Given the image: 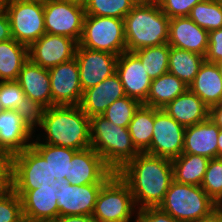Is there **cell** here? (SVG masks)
<instances>
[{
    "instance_id": "cell-1",
    "label": "cell",
    "mask_w": 222,
    "mask_h": 222,
    "mask_svg": "<svg viewBox=\"0 0 222 222\" xmlns=\"http://www.w3.org/2000/svg\"><path fill=\"white\" fill-rule=\"evenodd\" d=\"M34 137L45 144L87 149L91 145L90 118L80 105L51 106L36 112Z\"/></svg>"
},
{
    "instance_id": "cell-2",
    "label": "cell",
    "mask_w": 222,
    "mask_h": 222,
    "mask_svg": "<svg viewBox=\"0 0 222 222\" xmlns=\"http://www.w3.org/2000/svg\"><path fill=\"white\" fill-rule=\"evenodd\" d=\"M117 174L130 187L137 209L158 207L173 181L172 159L139 153Z\"/></svg>"
},
{
    "instance_id": "cell-3",
    "label": "cell",
    "mask_w": 222,
    "mask_h": 222,
    "mask_svg": "<svg viewBox=\"0 0 222 222\" xmlns=\"http://www.w3.org/2000/svg\"><path fill=\"white\" fill-rule=\"evenodd\" d=\"M123 20L126 51L168 43L170 18L156 1L133 6Z\"/></svg>"
},
{
    "instance_id": "cell-4",
    "label": "cell",
    "mask_w": 222,
    "mask_h": 222,
    "mask_svg": "<svg viewBox=\"0 0 222 222\" xmlns=\"http://www.w3.org/2000/svg\"><path fill=\"white\" fill-rule=\"evenodd\" d=\"M90 129V147L114 173L140 153L132 142L128 128L116 126L102 115L90 118Z\"/></svg>"
},
{
    "instance_id": "cell-5",
    "label": "cell",
    "mask_w": 222,
    "mask_h": 222,
    "mask_svg": "<svg viewBox=\"0 0 222 222\" xmlns=\"http://www.w3.org/2000/svg\"><path fill=\"white\" fill-rule=\"evenodd\" d=\"M178 222H193L217 209L201 186L172 181L163 202L158 206Z\"/></svg>"
},
{
    "instance_id": "cell-6",
    "label": "cell",
    "mask_w": 222,
    "mask_h": 222,
    "mask_svg": "<svg viewBox=\"0 0 222 222\" xmlns=\"http://www.w3.org/2000/svg\"><path fill=\"white\" fill-rule=\"evenodd\" d=\"M136 212L130 187L115 173L102 186L92 217L96 222H134Z\"/></svg>"
},
{
    "instance_id": "cell-7",
    "label": "cell",
    "mask_w": 222,
    "mask_h": 222,
    "mask_svg": "<svg viewBox=\"0 0 222 222\" xmlns=\"http://www.w3.org/2000/svg\"><path fill=\"white\" fill-rule=\"evenodd\" d=\"M10 21L12 37L28 48L46 33L44 3L33 0H1Z\"/></svg>"
},
{
    "instance_id": "cell-8",
    "label": "cell",
    "mask_w": 222,
    "mask_h": 222,
    "mask_svg": "<svg viewBox=\"0 0 222 222\" xmlns=\"http://www.w3.org/2000/svg\"><path fill=\"white\" fill-rule=\"evenodd\" d=\"M78 46L119 56L126 51L124 20L85 15Z\"/></svg>"
},
{
    "instance_id": "cell-9",
    "label": "cell",
    "mask_w": 222,
    "mask_h": 222,
    "mask_svg": "<svg viewBox=\"0 0 222 222\" xmlns=\"http://www.w3.org/2000/svg\"><path fill=\"white\" fill-rule=\"evenodd\" d=\"M85 15L83 4L59 0L45 2V31L69 37L78 43L82 36Z\"/></svg>"
},
{
    "instance_id": "cell-10",
    "label": "cell",
    "mask_w": 222,
    "mask_h": 222,
    "mask_svg": "<svg viewBox=\"0 0 222 222\" xmlns=\"http://www.w3.org/2000/svg\"><path fill=\"white\" fill-rule=\"evenodd\" d=\"M35 111L2 110L0 112V147L13 155L32 145Z\"/></svg>"
},
{
    "instance_id": "cell-11",
    "label": "cell",
    "mask_w": 222,
    "mask_h": 222,
    "mask_svg": "<svg viewBox=\"0 0 222 222\" xmlns=\"http://www.w3.org/2000/svg\"><path fill=\"white\" fill-rule=\"evenodd\" d=\"M185 127L170 117L162 108H154V130L151 145L145 152L174 159L182 154Z\"/></svg>"
},
{
    "instance_id": "cell-12",
    "label": "cell",
    "mask_w": 222,
    "mask_h": 222,
    "mask_svg": "<svg viewBox=\"0 0 222 222\" xmlns=\"http://www.w3.org/2000/svg\"><path fill=\"white\" fill-rule=\"evenodd\" d=\"M48 163L31 145L13 157L12 190H32L49 184Z\"/></svg>"
},
{
    "instance_id": "cell-13",
    "label": "cell",
    "mask_w": 222,
    "mask_h": 222,
    "mask_svg": "<svg viewBox=\"0 0 222 222\" xmlns=\"http://www.w3.org/2000/svg\"><path fill=\"white\" fill-rule=\"evenodd\" d=\"M60 186L61 181L56 180L38 189L13 190L21 198L25 222L54 221L59 216L55 193Z\"/></svg>"
},
{
    "instance_id": "cell-14",
    "label": "cell",
    "mask_w": 222,
    "mask_h": 222,
    "mask_svg": "<svg viewBox=\"0 0 222 222\" xmlns=\"http://www.w3.org/2000/svg\"><path fill=\"white\" fill-rule=\"evenodd\" d=\"M78 43L69 37L45 33L28 48L29 59L50 69L75 58Z\"/></svg>"
},
{
    "instance_id": "cell-15",
    "label": "cell",
    "mask_w": 222,
    "mask_h": 222,
    "mask_svg": "<svg viewBox=\"0 0 222 222\" xmlns=\"http://www.w3.org/2000/svg\"><path fill=\"white\" fill-rule=\"evenodd\" d=\"M117 58L108 52L77 46L75 59L83 92L116 73Z\"/></svg>"
},
{
    "instance_id": "cell-16",
    "label": "cell",
    "mask_w": 222,
    "mask_h": 222,
    "mask_svg": "<svg viewBox=\"0 0 222 222\" xmlns=\"http://www.w3.org/2000/svg\"><path fill=\"white\" fill-rule=\"evenodd\" d=\"M49 70L52 106L80 105L83 90L81 88L78 63L75 58L60 63Z\"/></svg>"
},
{
    "instance_id": "cell-17",
    "label": "cell",
    "mask_w": 222,
    "mask_h": 222,
    "mask_svg": "<svg viewBox=\"0 0 222 222\" xmlns=\"http://www.w3.org/2000/svg\"><path fill=\"white\" fill-rule=\"evenodd\" d=\"M17 82L25 93L29 106L35 112L52 106L48 69L28 59L22 66Z\"/></svg>"
},
{
    "instance_id": "cell-18",
    "label": "cell",
    "mask_w": 222,
    "mask_h": 222,
    "mask_svg": "<svg viewBox=\"0 0 222 222\" xmlns=\"http://www.w3.org/2000/svg\"><path fill=\"white\" fill-rule=\"evenodd\" d=\"M104 184L71 185L63 180L55 193L59 216L91 215L94 212L98 194Z\"/></svg>"
},
{
    "instance_id": "cell-19",
    "label": "cell",
    "mask_w": 222,
    "mask_h": 222,
    "mask_svg": "<svg viewBox=\"0 0 222 222\" xmlns=\"http://www.w3.org/2000/svg\"><path fill=\"white\" fill-rule=\"evenodd\" d=\"M115 173L92 148L77 151L70 162L71 185L105 184Z\"/></svg>"
},
{
    "instance_id": "cell-20",
    "label": "cell",
    "mask_w": 222,
    "mask_h": 222,
    "mask_svg": "<svg viewBox=\"0 0 222 222\" xmlns=\"http://www.w3.org/2000/svg\"><path fill=\"white\" fill-rule=\"evenodd\" d=\"M116 74L124 87L126 96L143 104L150 91L152 79L134 52L125 51L117 58Z\"/></svg>"
},
{
    "instance_id": "cell-21",
    "label": "cell",
    "mask_w": 222,
    "mask_h": 222,
    "mask_svg": "<svg viewBox=\"0 0 222 222\" xmlns=\"http://www.w3.org/2000/svg\"><path fill=\"white\" fill-rule=\"evenodd\" d=\"M168 44L205 57L209 45V32L198 26L188 16L173 17L169 22Z\"/></svg>"
},
{
    "instance_id": "cell-22",
    "label": "cell",
    "mask_w": 222,
    "mask_h": 222,
    "mask_svg": "<svg viewBox=\"0 0 222 222\" xmlns=\"http://www.w3.org/2000/svg\"><path fill=\"white\" fill-rule=\"evenodd\" d=\"M126 96L119 76L114 73L99 84L83 92L81 109L89 117L102 115L114 101Z\"/></svg>"
},
{
    "instance_id": "cell-23",
    "label": "cell",
    "mask_w": 222,
    "mask_h": 222,
    "mask_svg": "<svg viewBox=\"0 0 222 222\" xmlns=\"http://www.w3.org/2000/svg\"><path fill=\"white\" fill-rule=\"evenodd\" d=\"M219 131V127L209 117L203 122L185 127L182 153L217 158Z\"/></svg>"
},
{
    "instance_id": "cell-24",
    "label": "cell",
    "mask_w": 222,
    "mask_h": 222,
    "mask_svg": "<svg viewBox=\"0 0 222 222\" xmlns=\"http://www.w3.org/2000/svg\"><path fill=\"white\" fill-rule=\"evenodd\" d=\"M162 109L184 127L203 122L209 117V108L189 89Z\"/></svg>"
},
{
    "instance_id": "cell-25",
    "label": "cell",
    "mask_w": 222,
    "mask_h": 222,
    "mask_svg": "<svg viewBox=\"0 0 222 222\" xmlns=\"http://www.w3.org/2000/svg\"><path fill=\"white\" fill-rule=\"evenodd\" d=\"M188 89L210 109L222 102V78L218 64L204 61Z\"/></svg>"
},
{
    "instance_id": "cell-26",
    "label": "cell",
    "mask_w": 222,
    "mask_h": 222,
    "mask_svg": "<svg viewBox=\"0 0 222 222\" xmlns=\"http://www.w3.org/2000/svg\"><path fill=\"white\" fill-rule=\"evenodd\" d=\"M32 146L48 163L50 185L56 180L62 182L70 179V162L77 150L41 143L35 137Z\"/></svg>"
},
{
    "instance_id": "cell-27",
    "label": "cell",
    "mask_w": 222,
    "mask_h": 222,
    "mask_svg": "<svg viewBox=\"0 0 222 222\" xmlns=\"http://www.w3.org/2000/svg\"><path fill=\"white\" fill-rule=\"evenodd\" d=\"M187 90L188 85L167 72L152 80L149 94L143 104L161 109Z\"/></svg>"
},
{
    "instance_id": "cell-28",
    "label": "cell",
    "mask_w": 222,
    "mask_h": 222,
    "mask_svg": "<svg viewBox=\"0 0 222 222\" xmlns=\"http://www.w3.org/2000/svg\"><path fill=\"white\" fill-rule=\"evenodd\" d=\"M28 59V47L14 38L0 42V81H17Z\"/></svg>"
},
{
    "instance_id": "cell-29",
    "label": "cell",
    "mask_w": 222,
    "mask_h": 222,
    "mask_svg": "<svg viewBox=\"0 0 222 222\" xmlns=\"http://www.w3.org/2000/svg\"><path fill=\"white\" fill-rule=\"evenodd\" d=\"M209 160L200 155L182 153L172 159L173 180L201 186Z\"/></svg>"
},
{
    "instance_id": "cell-30",
    "label": "cell",
    "mask_w": 222,
    "mask_h": 222,
    "mask_svg": "<svg viewBox=\"0 0 222 222\" xmlns=\"http://www.w3.org/2000/svg\"><path fill=\"white\" fill-rule=\"evenodd\" d=\"M204 61L205 57L198 53L170 46L168 72L189 86Z\"/></svg>"
},
{
    "instance_id": "cell-31",
    "label": "cell",
    "mask_w": 222,
    "mask_h": 222,
    "mask_svg": "<svg viewBox=\"0 0 222 222\" xmlns=\"http://www.w3.org/2000/svg\"><path fill=\"white\" fill-rule=\"evenodd\" d=\"M135 148L145 153L150 145L154 130V107L141 104L128 126Z\"/></svg>"
},
{
    "instance_id": "cell-32",
    "label": "cell",
    "mask_w": 222,
    "mask_h": 222,
    "mask_svg": "<svg viewBox=\"0 0 222 222\" xmlns=\"http://www.w3.org/2000/svg\"><path fill=\"white\" fill-rule=\"evenodd\" d=\"M169 52L168 43L134 51L152 80L168 72Z\"/></svg>"
},
{
    "instance_id": "cell-33",
    "label": "cell",
    "mask_w": 222,
    "mask_h": 222,
    "mask_svg": "<svg viewBox=\"0 0 222 222\" xmlns=\"http://www.w3.org/2000/svg\"><path fill=\"white\" fill-rule=\"evenodd\" d=\"M188 17L208 32L222 28L221 0H202L193 6Z\"/></svg>"
},
{
    "instance_id": "cell-34",
    "label": "cell",
    "mask_w": 222,
    "mask_h": 222,
    "mask_svg": "<svg viewBox=\"0 0 222 222\" xmlns=\"http://www.w3.org/2000/svg\"><path fill=\"white\" fill-rule=\"evenodd\" d=\"M86 15L124 19L133 4L129 0H86L83 4Z\"/></svg>"
},
{
    "instance_id": "cell-35",
    "label": "cell",
    "mask_w": 222,
    "mask_h": 222,
    "mask_svg": "<svg viewBox=\"0 0 222 222\" xmlns=\"http://www.w3.org/2000/svg\"><path fill=\"white\" fill-rule=\"evenodd\" d=\"M140 105L141 103L138 100L124 96L109 105L102 116L116 126L128 128L135 111Z\"/></svg>"
},
{
    "instance_id": "cell-36",
    "label": "cell",
    "mask_w": 222,
    "mask_h": 222,
    "mask_svg": "<svg viewBox=\"0 0 222 222\" xmlns=\"http://www.w3.org/2000/svg\"><path fill=\"white\" fill-rule=\"evenodd\" d=\"M0 107L2 110L34 111L17 81H0Z\"/></svg>"
},
{
    "instance_id": "cell-37",
    "label": "cell",
    "mask_w": 222,
    "mask_h": 222,
    "mask_svg": "<svg viewBox=\"0 0 222 222\" xmlns=\"http://www.w3.org/2000/svg\"><path fill=\"white\" fill-rule=\"evenodd\" d=\"M201 187L214 202L222 196V158L209 160Z\"/></svg>"
},
{
    "instance_id": "cell-38",
    "label": "cell",
    "mask_w": 222,
    "mask_h": 222,
    "mask_svg": "<svg viewBox=\"0 0 222 222\" xmlns=\"http://www.w3.org/2000/svg\"><path fill=\"white\" fill-rule=\"evenodd\" d=\"M0 222H25L21 198L11 188L0 196Z\"/></svg>"
},
{
    "instance_id": "cell-39",
    "label": "cell",
    "mask_w": 222,
    "mask_h": 222,
    "mask_svg": "<svg viewBox=\"0 0 222 222\" xmlns=\"http://www.w3.org/2000/svg\"><path fill=\"white\" fill-rule=\"evenodd\" d=\"M202 0H156L160 9L169 17L189 16L193 6Z\"/></svg>"
},
{
    "instance_id": "cell-40",
    "label": "cell",
    "mask_w": 222,
    "mask_h": 222,
    "mask_svg": "<svg viewBox=\"0 0 222 222\" xmlns=\"http://www.w3.org/2000/svg\"><path fill=\"white\" fill-rule=\"evenodd\" d=\"M134 222H178L159 207L137 209Z\"/></svg>"
},
{
    "instance_id": "cell-41",
    "label": "cell",
    "mask_w": 222,
    "mask_h": 222,
    "mask_svg": "<svg viewBox=\"0 0 222 222\" xmlns=\"http://www.w3.org/2000/svg\"><path fill=\"white\" fill-rule=\"evenodd\" d=\"M205 61L215 64L222 63V28L209 32V45Z\"/></svg>"
},
{
    "instance_id": "cell-42",
    "label": "cell",
    "mask_w": 222,
    "mask_h": 222,
    "mask_svg": "<svg viewBox=\"0 0 222 222\" xmlns=\"http://www.w3.org/2000/svg\"><path fill=\"white\" fill-rule=\"evenodd\" d=\"M13 157L14 155L10 151L0 147V182L7 189L12 187Z\"/></svg>"
},
{
    "instance_id": "cell-43",
    "label": "cell",
    "mask_w": 222,
    "mask_h": 222,
    "mask_svg": "<svg viewBox=\"0 0 222 222\" xmlns=\"http://www.w3.org/2000/svg\"><path fill=\"white\" fill-rule=\"evenodd\" d=\"M11 27L7 13L0 7V42L11 39Z\"/></svg>"
},
{
    "instance_id": "cell-44",
    "label": "cell",
    "mask_w": 222,
    "mask_h": 222,
    "mask_svg": "<svg viewBox=\"0 0 222 222\" xmlns=\"http://www.w3.org/2000/svg\"><path fill=\"white\" fill-rule=\"evenodd\" d=\"M54 222H96L91 215L58 216Z\"/></svg>"
},
{
    "instance_id": "cell-45",
    "label": "cell",
    "mask_w": 222,
    "mask_h": 222,
    "mask_svg": "<svg viewBox=\"0 0 222 222\" xmlns=\"http://www.w3.org/2000/svg\"><path fill=\"white\" fill-rule=\"evenodd\" d=\"M209 118L222 129V102L209 109Z\"/></svg>"
},
{
    "instance_id": "cell-46",
    "label": "cell",
    "mask_w": 222,
    "mask_h": 222,
    "mask_svg": "<svg viewBox=\"0 0 222 222\" xmlns=\"http://www.w3.org/2000/svg\"><path fill=\"white\" fill-rule=\"evenodd\" d=\"M193 222H222V209L217 208L209 216Z\"/></svg>"
},
{
    "instance_id": "cell-47",
    "label": "cell",
    "mask_w": 222,
    "mask_h": 222,
    "mask_svg": "<svg viewBox=\"0 0 222 222\" xmlns=\"http://www.w3.org/2000/svg\"><path fill=\"white\" fill-rule=\"evenodd\" d=\"M218 157L222 158V129H220L218 136Z\"/></svg>"
},
{
    "instance_id": "cell-48",
    "label": "cell",
    "mask_w": 222,
    "mask_h": 222,
    "mask_svg": "<svg viewBox=\"0 0 222 222\" xmlns=\"http://www.w3.org/2000/svg\"><path fill=\"white\" fill-rule=\"evenodd\" d=\"M133 6H137V5H146L149 3L154 2L155 0H129Z\"/></svg>"
},
{
    "instance_id": "cell-49",
    "label": "cell",
    "mask_w": 222,
    "mask_h": 222,
    "mask_svg": "<svg viewBox=\"0 0 222 222\" xmlns=\"http://www.w3.org/2000/svg\"><path fill=\"white\" fill-rule=\"evenodd\" d=\"M216 207L222 209V196L215 202Z\"/></svg>"
},
{
    "instance_id": "cell-50",
    "label": "cell",
    "mask_w": 222,
    "mask_h": 222,
    "mask_svg": "<svg viewBox=\"0 0 222 222\" xmlns=\"http://www.w3.org/2000/svg\"><path fill=\"white\" fill-rule=\"evenodd\" d=\"M8 189L0 182V196L5 193Z\"/></svg>"
},
{
    "instance_id": "cell-51",
    "label": "cell",
    "mask_w": 222,
    "mask_h": 222,
    "mask_svg": "<svg viewBox=\"0 0 222 222\" xmlns=\"http://www.w3.org/2000/svg\"><path fill=\"white\" fill-rule=\"evenodd\" d=\"M59 1H69V2H74L78 4H84L86 0H59Z\"/></svg>"
},
{
    "instance_id": "cell-52",
    "label": "cell",
    "mask_w": 222,
    "mask_h": 222,
    "mask_svg": "<svg viewBox=\"0 0 222 222\" xmlns=\"http://www.w3.org/2000/svg\"><path fill=\"white\" fill-rule=\"evenodd\" d=\"M219 66V69H220V75H221V78H222V63L218 64Z\"/></svg>"
},
{
    "instance_id": "cell-53",
    "label": "cell",
    "mask_w": 222,
    "mask_h": 222,
    "mask_svg": "<svg viewBox=\"0 0 222 222\" xmlns=\"http://www.w3.org/2000/svg\"><path fill=\"white\" fill-rule=\"evenodd\" d=\"M33 1H38V2L45 3V2H48V1H51V0H33Z\"/></svg>"
},
{
    "instance_id": "cell-54",
    "label": "cell",
    "mask_w": 222,
    "mask_h": 222,
    "mask_svg": "<svg viewBox=\"0 0 222 222\" xmlns=\"http://www.w3.org/2000/svg\"><path fill=\"white\" fill-rule=\"evenodd\" d=\"M37 222H54V221H37Z\"/></svg>"
}]
</instances>
